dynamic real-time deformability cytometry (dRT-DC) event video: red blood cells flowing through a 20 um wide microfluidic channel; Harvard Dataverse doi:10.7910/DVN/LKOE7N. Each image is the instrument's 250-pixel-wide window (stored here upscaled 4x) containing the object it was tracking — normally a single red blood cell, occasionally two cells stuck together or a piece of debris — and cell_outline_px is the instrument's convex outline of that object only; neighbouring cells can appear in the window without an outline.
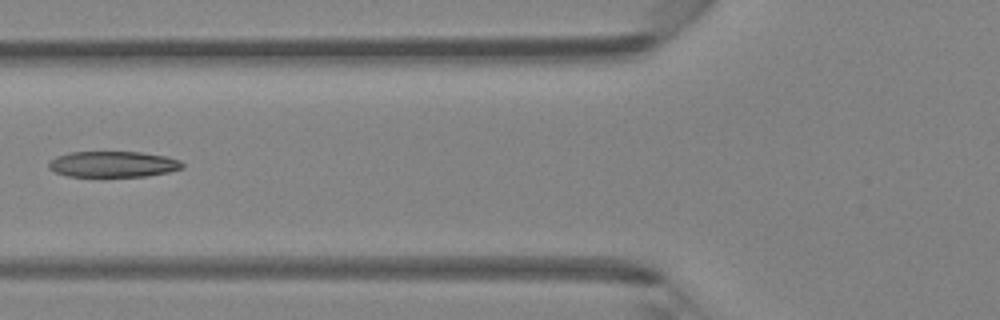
{"species": "Egyptian fruit bat (a non-hibernating species)", "species_latin": "Rousettus aegyptiacus", "temperature_condition": "room temperature", "stored_images_in_passage": 5, "camera_frame_rate_fps": 3000, "um_per_image_px": 0.085, "animal": {"sex": "female"}, "frame": {"image": 1, "passage_image": 5, "time_ms": 4.667, "image_size_px": [1000, 320], "cell_outline_px": [[184, 168], [168, 172], [148, 176], [68, 176], [56, 172], [48, 168], [48, 160], [56, 156], [68, 152], [140, 152], [168, 156], [180, 160], [184, 164]], "centroid_in_image_um": [9.62, 13.95], "position_along_channel_um": 116.2, "area_um2": 20.35}}